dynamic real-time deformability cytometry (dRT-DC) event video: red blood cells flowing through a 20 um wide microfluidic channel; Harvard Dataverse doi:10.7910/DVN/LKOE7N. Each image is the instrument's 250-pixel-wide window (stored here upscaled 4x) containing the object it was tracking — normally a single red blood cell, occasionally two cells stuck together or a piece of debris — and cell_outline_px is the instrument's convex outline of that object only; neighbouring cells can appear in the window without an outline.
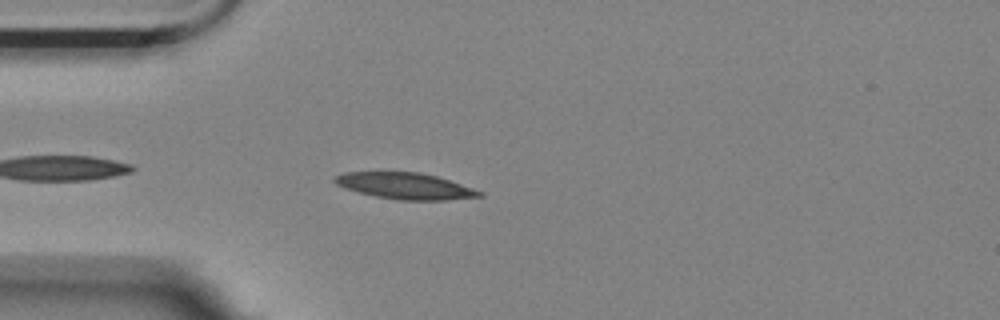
{"species": "Egyptian fruit bat (a non-hibernating species)", "species_latin": "Rousettus aegyptiacus", "temperature_condition": "room temperature", "stored_images_in_passage": 29, "camera_frame_rate_fps": 3000, "um_per_image_px": 0.085, "animal": {"sex": "female"}, "frame": {"image": 1, "passage_image": 3, "time_ms": 0.667, "image_size_px": [1000, 320], "cell_outline_px": [[484, 196], [448, 200], [400, 200], [376, 196], [344, 188], [336, 184], [332, 180], [336, 176], [344, 172], [420, 172], [436, 176], [484, 192]], "centroid_in_image_um": [34.45, 15.81], "position_along_channel_um": 50.6, "area_um2": 22.02}}
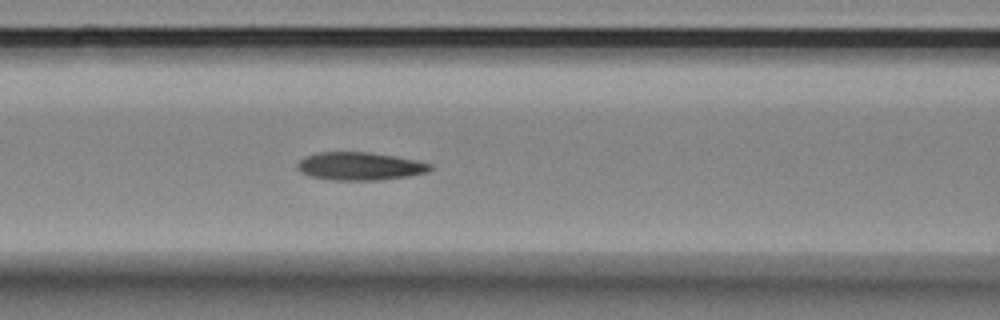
{"frame": {"image": 2, "passage_image": 11, "time_ms": 3.333, "image_size_px": [1000, 320], "cell_outline_px": [[432, 168], [428, 172], [408, 176], [376, 180], [336, 180], [312, 176], [300, 172], [296, 168], [296, 164], [304, 156], [316, 152], [368, 152], [392, 156], [432, 164]], "centroid_in_image_um": [30.53, 14.12], "position_along_channel_um": 136.1, "area_um2": 21.44}}
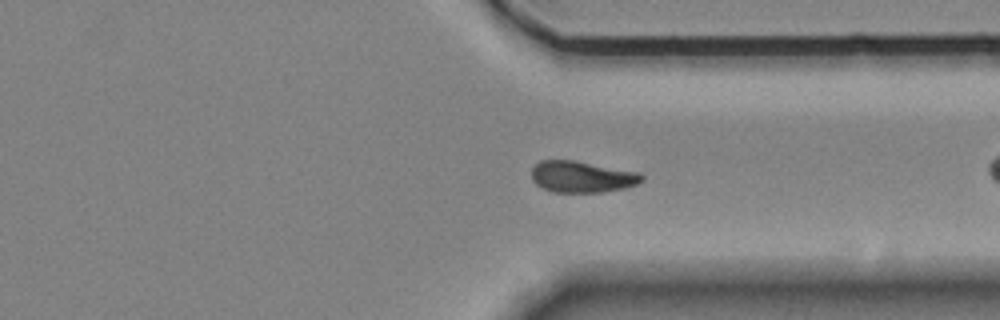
{"frame": {"image": 3, "passage_image": 27, "time_ms": 8.667, "image_size_px": [1000, 320], "cell_outline_px": [[644, 180], [636, 184], [624, 188], [600, 192], [552, 192], [536, 184], [532, 180], [532, 168], [540, 160], [572, 160], [640, 172], [644, 176]], "centroid_in_image_um": [49.47, 15.02], "position_along_channel_um": 361.9, "area_um2": 20.11}}